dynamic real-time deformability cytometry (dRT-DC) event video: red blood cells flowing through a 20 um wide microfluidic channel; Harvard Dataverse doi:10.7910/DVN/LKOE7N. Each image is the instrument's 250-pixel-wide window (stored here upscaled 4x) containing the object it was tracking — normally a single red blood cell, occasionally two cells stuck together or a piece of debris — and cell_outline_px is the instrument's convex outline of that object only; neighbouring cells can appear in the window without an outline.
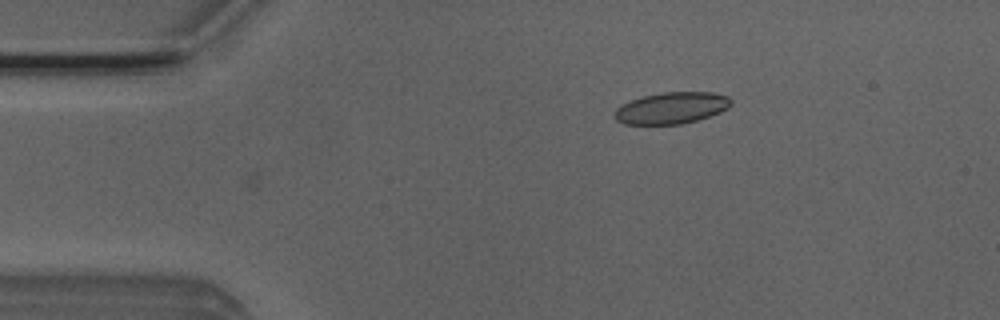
{"species": "Egyptian fruit bat (a non-hibernating species)", "species_latin": "Rousettus aegyptiacus", "temperature_condition": "room temperature", "stored_images_in_passage": 4, "camera_frame_rate_fps": 3000, "um_per_image_px": 0.085, "animal": {"sex": "male"}, "frame": {"image": 1, "passage_image": 4, "time_ms": 1.0, "image_size_px": [1000, 320], "cell_outline_px": [[732, 104], [728, 108], [720, 112], [696, 120], [680, 124], [624, 124], [616, 120], [612, 116], [612, 112], [616, 108], [632, 100], [644, 96], [664, 92], [712, 92], [728, 96], [732, 100]], "centroid_in_image_um": [57.07, 9.18], "position_along_channel_um": 27.9, "area_um2": 21.39}}